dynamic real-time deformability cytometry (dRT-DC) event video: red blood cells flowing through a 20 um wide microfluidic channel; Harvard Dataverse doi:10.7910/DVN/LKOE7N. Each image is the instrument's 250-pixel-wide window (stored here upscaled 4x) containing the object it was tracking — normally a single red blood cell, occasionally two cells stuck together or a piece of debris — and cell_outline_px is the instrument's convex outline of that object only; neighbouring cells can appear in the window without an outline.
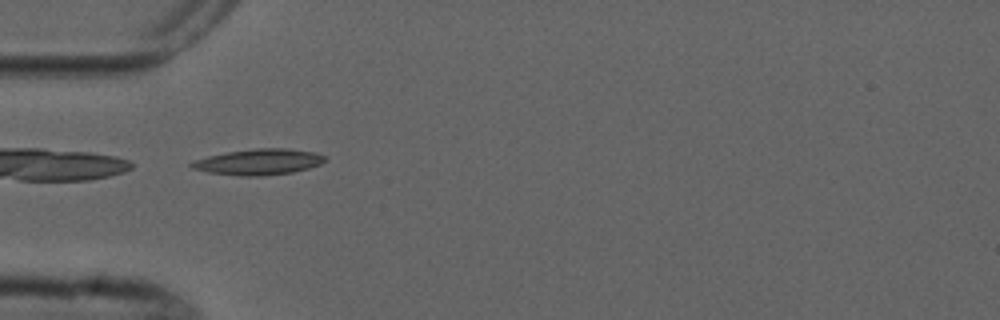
{"species": "common noctule bat (a hibernating species)", "species_latin": "Nyctalus noctula", "temperature_condition": "cold", "stored_images_in_passage": 5, "camera_frame_rate_fps": 3000, "um_per_image_px": 0.085, "animal": {"sex": "male", "forearm_length_mm": 52.5}, "frame": {"image": 1, "passage_image": 4, "time_ms": 4.667, "image_size_px": [1000, 320], "cell_outline_px": [[328, 160], [320, 164], [308, 168], [292, 172], [260, 176], [240, 176], [208, 172], [192, 168], [188, 164], [196, 160], [208, 156], [228, 152], [256, 148], [288, 148], [316, 152], [324, 156]], "centroid_in_image_um": [22.02, 13.76], "position_along_channel_um": 63.0, "area_um2": 20.06}}
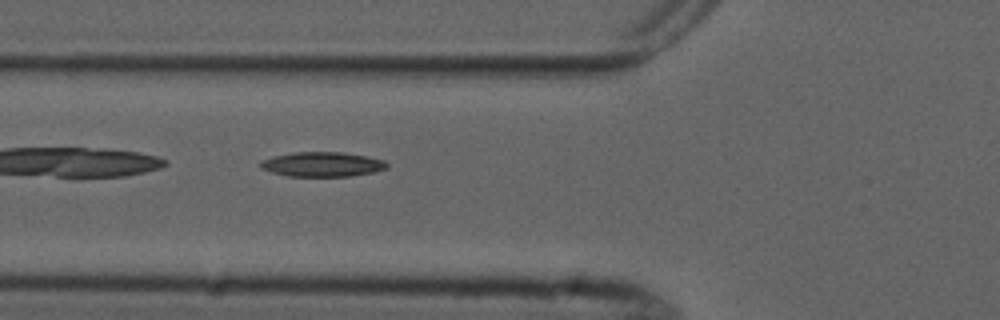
{"frame": {"image": 2, "passage_image": 5, "time_ms": 5.667, "image_size_px": [1000, 320], "cell_outline_px": [[388, 168], [372, 172], [352, 176], [288, 176], [272, 172], [260, 168], [260, 160], [272, 156], [296, 152], [340, 152], [368, 156], [384, 160], [388, 164]], "centroid_in_image_um": [27.39, 13.96], "position_along_channel_um": 98.4, "area_um2": 18.21}}